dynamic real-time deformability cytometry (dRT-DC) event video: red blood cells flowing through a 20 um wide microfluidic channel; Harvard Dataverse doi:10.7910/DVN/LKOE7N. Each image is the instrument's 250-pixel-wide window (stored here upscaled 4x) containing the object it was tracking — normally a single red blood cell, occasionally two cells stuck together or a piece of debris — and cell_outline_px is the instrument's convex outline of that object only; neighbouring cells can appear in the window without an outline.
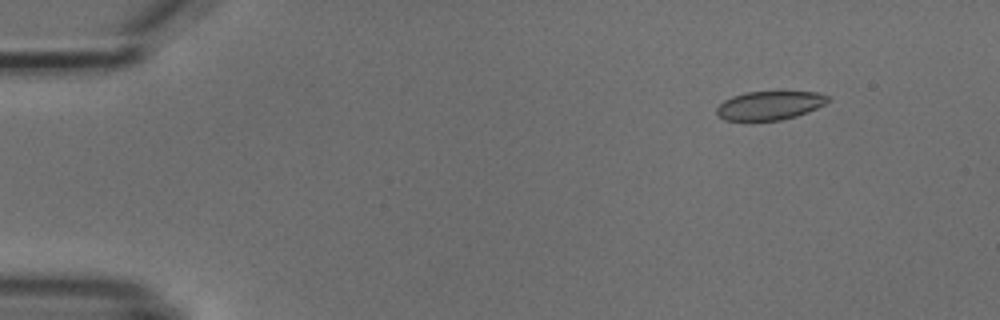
{"species": "common noctule bat (a hibernating species)", "species_latin": "Nyctalus noctula", "temperature_condition": "cold", "stored_images_in_passage": 4, "camera_frame_rate_fps": 3000, "um_per_image_px": 0.085, "animal": {"sex": "male", "body_mass_g": 18.8}, "frame": {"image": 1, "passage_image": 1, "time_ms": 0.0, "image_size_px": [1000, 320], "cell_outline_px": [[828, 100], [824, 104], [808, 112], [796, 116], [780, 120], [724, 120], [716, 112], [716, 108], [724, 100], [732, 96], [744, 92], [816, 92], [828, 96]], "centroid_in_image_um": [65.39, 8.96], "position_along_channel_um": 19.6, "area_um2": 18.38}}
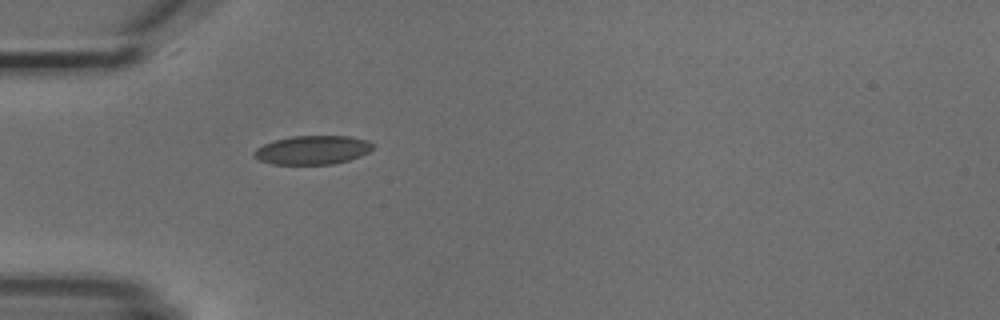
{"frame": {"image": 2, "passage_image": 4, "time_ms": 3.333, "image_size_px": [1000, 320], "cell_outline_px": [[372, 148], [368, 152], [360, 156], [348, 160], [332, 164], [272, 164], [260, 160], [252, 156], [252, 152], [256, 148], [264, 144], [276, 140], [292, 136], [352, 136], [368, 140], [372, 144]], "centroid_in_image_um": [26.55, 12.75], "position_along_channel_um": 58.5, "area_um2": 19.88}}